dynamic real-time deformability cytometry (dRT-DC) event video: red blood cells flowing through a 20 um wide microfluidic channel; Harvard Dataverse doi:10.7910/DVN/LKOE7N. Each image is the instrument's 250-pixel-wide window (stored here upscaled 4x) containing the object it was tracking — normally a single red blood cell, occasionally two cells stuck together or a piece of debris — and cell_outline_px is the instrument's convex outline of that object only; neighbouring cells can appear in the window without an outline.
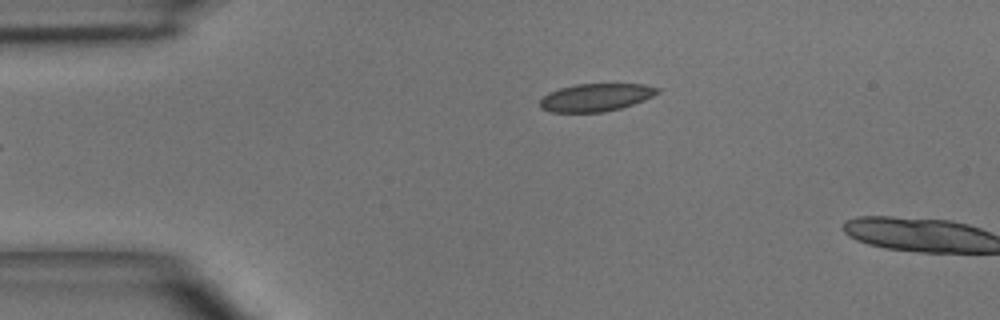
{"species": "common noctule bat (a hibernating species)", "species_latin": "Nyctalus noctula", "temperature_condition": "room temperature", "stored_images_in_passage": 2, "camera_frame_rate_fps": 3000, "um_per_image_px": 0.085, "animal": {"sex": "male", "body_mass_g": 15.6}, "frame": {"image": 1, "passage_image": 1, "time_ms": 0.0, "image_size_px": [1000, 320], "cell_outline_px": [[660, 92], [644, 100], [620, 108], [604, 112], [552, 112], [540, 108], [540, 100], [548, 92], [560, 88], [576, 84], [644, 84], [660, 88]], "centroid_in_image_um": [50.64, 8.27], "position_along_channel_um": 34.4, "area_um2": 18.96}}